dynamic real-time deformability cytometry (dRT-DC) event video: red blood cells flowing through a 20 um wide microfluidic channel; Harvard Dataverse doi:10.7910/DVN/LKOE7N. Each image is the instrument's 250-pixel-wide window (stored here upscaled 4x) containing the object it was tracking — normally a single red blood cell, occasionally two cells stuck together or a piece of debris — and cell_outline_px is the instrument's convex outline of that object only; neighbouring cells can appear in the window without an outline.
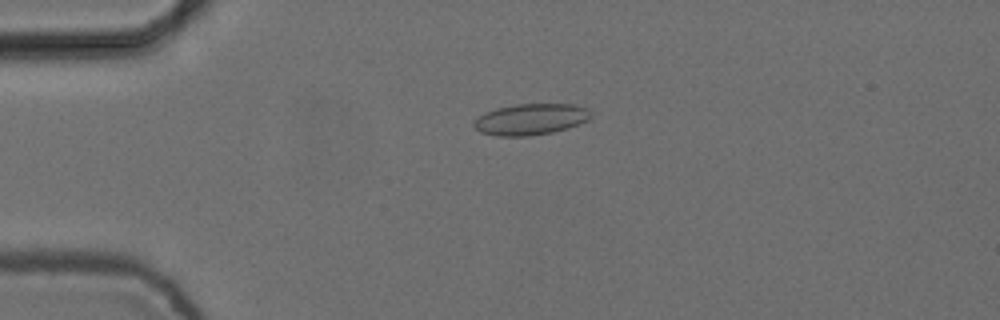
{"species": "common noctule bat (a hibernating species)", "species_latin": "Nyctalus noctula", "temperature_condition": "cold", "stored_images_in_passage": 4, "camera_frame_rate_fps": 3000, "um_per_image_px": 0.085, "animal": {"sex": "female", "body_mass_g": 24.6, "forearm_length_mm": 56.2}, "frame": {"image": 1, "passage_image": 3, "time_ms": 0.667, "image_size_px": [1000, 320], "cell_outline_px": [[592, 116], [588, 120], [568, 128], [552, 132], [528, 136], [496, 136], [480, 132], [472, 124], [472, 120], [484, 112], [496, 108], [516, 104], [572, 104], [588, 108]], "centroid_in_image_um": [45.07, 10.14], "position_along_channel_um": 39.9, "area_um2": 21.44}}